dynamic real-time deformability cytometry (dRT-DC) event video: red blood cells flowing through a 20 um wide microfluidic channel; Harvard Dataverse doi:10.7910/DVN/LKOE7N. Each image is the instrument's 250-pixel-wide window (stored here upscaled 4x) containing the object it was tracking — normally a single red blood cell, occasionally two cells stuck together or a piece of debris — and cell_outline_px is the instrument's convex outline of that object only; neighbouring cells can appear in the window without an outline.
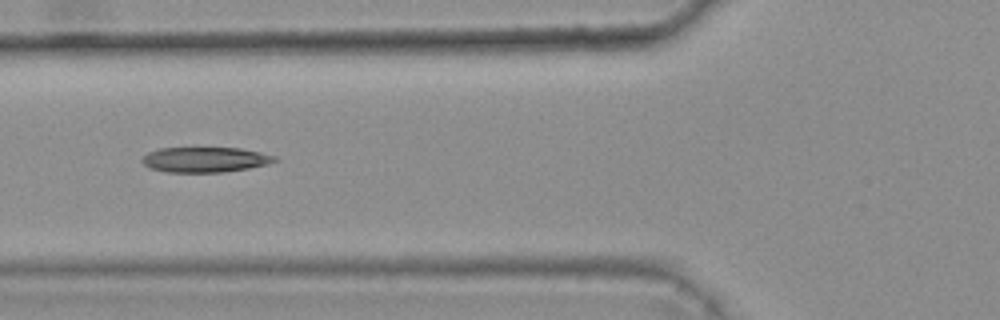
{"species": "common noctule bat (a hibernating species)", "species_latin": "Nyctalus noctula", "temperature_condition": "warm", "stored_images_in_passage": 6, "camera_frame_rate_fps": 3000, "um_per_image_px": 0.085, "animal": {"sex": "female", "body_mass_g": 25.1}, "frame": {"image": 1, "passage_image": 5, "time_ms": 1.333, "image_size_px": [1000, 320], "cell_outline_px": [[280, 160], [268, 164], [248, 168], [224, 172], [168, 172], [148, 168], [140, 160], [148, 152], [160, 148], [240, 148], [260, 152], [276, 156]], "centroid_in_image_um": [17.44, 13.57], "position_along_channel_um": 108.4, "area_um2": 19.54}}
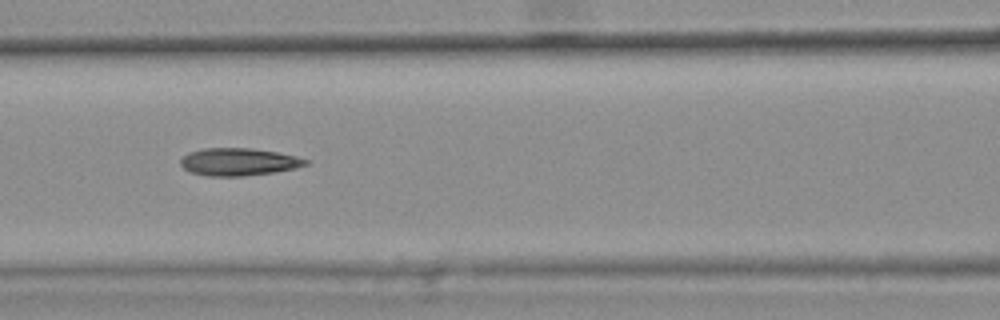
{"frame": {"image": 2, "passage_image": 6, "time_ms": 1.667, "image_size_px": [1000, 320], "cell_outline_px": [[312, 160], [308, 164], [296, 168], [276, 172], [244, 176], [208, 176], [188, 172], [180, 164], [180, 160], [188, 152], [204, 148], [252, 148], [276, 152], [296, 156]], "centroid_in_image_um": [20.3, 13.76], "position_along_channel_um": 146.3, "area_um2": 20.29}}